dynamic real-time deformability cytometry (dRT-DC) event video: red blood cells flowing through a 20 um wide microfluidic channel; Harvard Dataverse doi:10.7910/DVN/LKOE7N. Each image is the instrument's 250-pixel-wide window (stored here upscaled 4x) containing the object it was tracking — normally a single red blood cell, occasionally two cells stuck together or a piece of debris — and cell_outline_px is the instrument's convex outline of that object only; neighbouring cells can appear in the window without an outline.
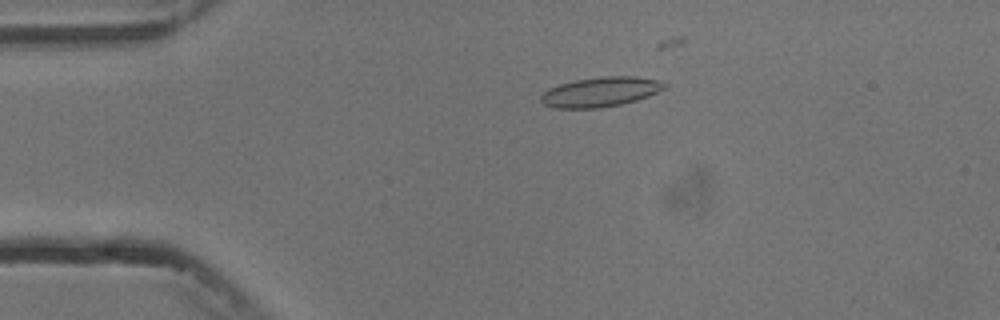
{"species": "common noctule bat (a hibernating species)", "species_latin": "Nyctalus noctula", "temperature_condition": "cold", "stored_images_in_passage": 6, "camera_frame_rate_fps": 3000, "um_per_image_px": 0.085, "animal": {"sex": "male", "body_mass_g": 13.3}, "frame": {"image": 1, "passage_image": 4, "time_ms": 3.333, "image_size_px": [1000, 320], "cell_outline_px": [[668, 88], [648, 96], [636, 100], [620, 104], [600, 108], [556, 108], [544, 104], [540, 100], [540, 96], [548, 88], [560, 84], [576, 80], [604, 76], [636, 76], [656, 80], [668, 84]], "centroid_in_image_um": [51.06, 7.81], "position_along_channel_um": 33.9, "area_um2": 21.39}}